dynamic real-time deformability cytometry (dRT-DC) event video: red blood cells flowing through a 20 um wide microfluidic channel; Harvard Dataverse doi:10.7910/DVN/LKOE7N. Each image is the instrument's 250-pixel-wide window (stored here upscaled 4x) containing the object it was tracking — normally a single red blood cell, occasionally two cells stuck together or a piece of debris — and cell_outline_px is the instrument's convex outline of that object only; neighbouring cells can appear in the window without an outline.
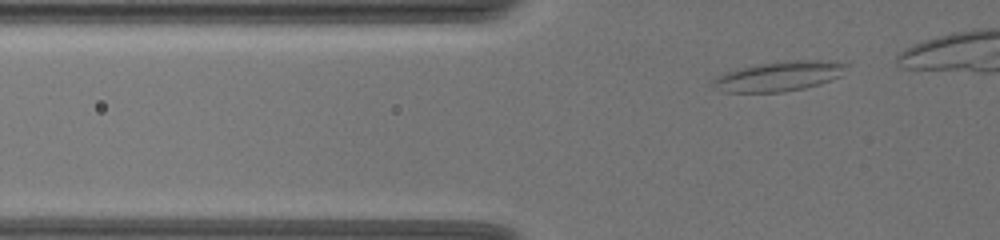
{"species": "common noctule bat (a hibernating species)", "species_latin": "Nyctalus noctula", "temperature_condition": "warm", "stored_images_in_passage": 22, "camera_frame_rate_fps": 3000, "um_per_image_px": 0.085, "animal": {"sex": "female", "body_mass_g": 19.5, "forearm_length_mm": 54.1}, "frame": {"image": 1, "passage_image": 3, "time_ms": 0.667, "image_size_px": [1000, 240], "cell_outline_px": [[848, 64], [840, 76], [832, 80], [820, 84], [804, 88], [780, 92], [724, 92], [712, 88], [708, 84], [712, 80], [724, 72], [740, 68], [760, 64], [796, 60], [820, 60]], "centroid_in_image_um": [66.14, 6.5], "position_along_channel_um": 59.7, "area_um2": 23.06}}
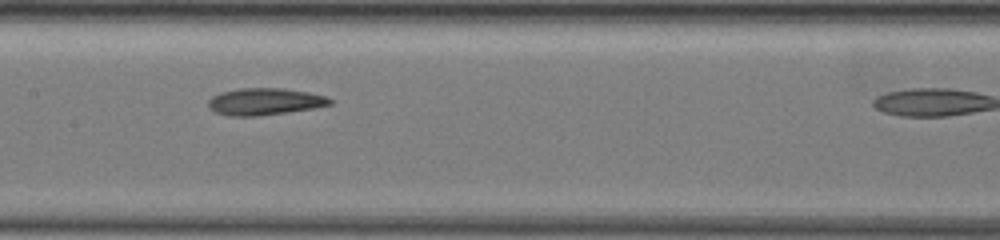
{"frame": {"image": 2, "passage_image": 15, "time_ms": 4.667, "image_size_px": [1000, 240], "cell_outline_px": [[332, 104], [312, 108], [256, 116], [232, 116], [216, 112], [208, 108], [208, 100], [212, 96], [220, 92], [240, 88], [284, 88], [308, 92], [328, 96], [332, 100]], "centroid_in_image_um": [22.49, 8.62], "position_along_channel_um": 184.9, "area_um2": 19.02}}
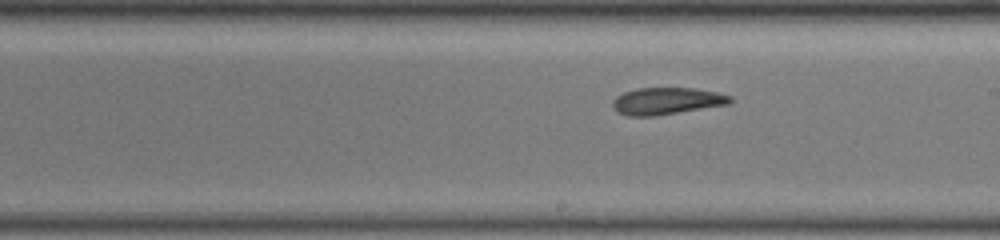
{"frame": {"image": 3, "passage_image": 19, "time_ms": 6.0, "image_size_px": [1000, 240], "cell_outline_px": [[732, 100], [728, 104], [656, 116], [628, 116], [620, 112], [612, 104], [612, 100], [616, 96], [624, 92], [636, 88], [696, 88], [716, 92], [732, 96]], "centroid_in_image_um": [56.67, 8.58], "position_along_channel_um": 232.3, "area_um2": 18.38}}